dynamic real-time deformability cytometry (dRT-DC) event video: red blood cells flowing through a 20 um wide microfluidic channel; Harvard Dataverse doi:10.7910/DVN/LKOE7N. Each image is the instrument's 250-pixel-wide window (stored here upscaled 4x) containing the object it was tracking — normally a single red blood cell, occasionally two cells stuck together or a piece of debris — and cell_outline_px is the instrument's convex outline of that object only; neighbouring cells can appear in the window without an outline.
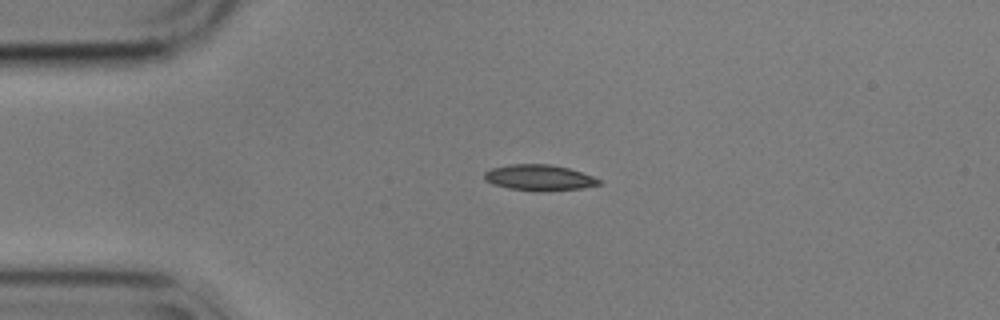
{"species": "common noctule bat (a hibernating species)", "species_latin": "Nyctalus noctula", "temperature_condition": "cold", "stored_images_in_passage": 44, "camera_frame_rate_fps": 3000, "um_per_image_px": 0.085, "animal": {"sex": "male", "body_mass_g": 17.9}, "frame": {"image": 1, "passage_image": 1, "time_ms": 0.0, "image_size_px": [1000, 320], "cell_outline_px": [[600, 184], [580, 188], [508, 188], [492, 184], [484, 180], [484, 172], [492, 168], [508, 164], [552, 164], [568, 168], [592, 176], [600, 180]], "centroid_in_image_um": [45.75, 15.03], "position_along_channel_um": 39.2, "area_um2": 16.24}}
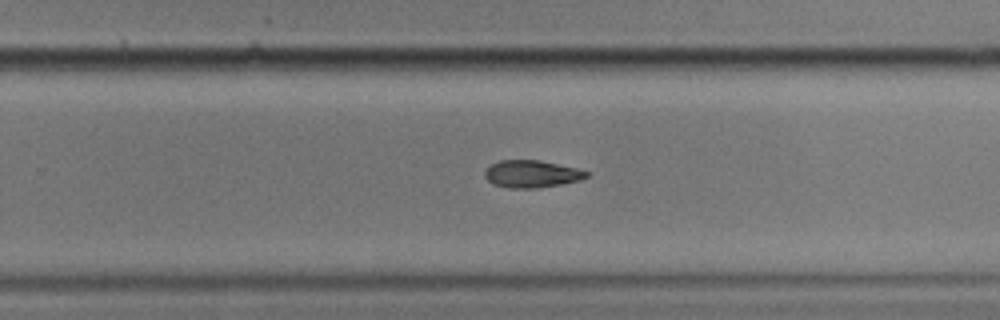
{"frame": {"image": 2, "passage_image": 24, "time_ms": 7.667, "image_size_px": [1000, 320], "cell_outline_px": [[592, 172], [588, 176], [580, 180], [540, 188], [508, 188], [492, 184], [484, 176], [484, 172], [492, 164], [500, 160], [540, 160], [576, 168]], "centroid_in_image_um": [45.2, 14.79], "position_along_channel_um": 284.6, "area_um2": 16.24}}
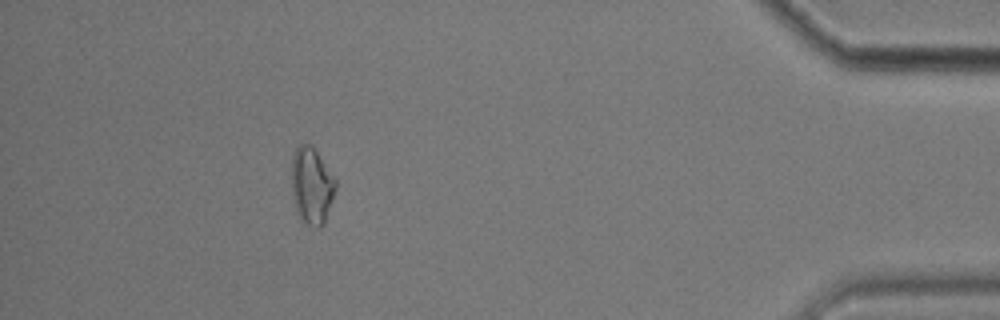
{"frame": {"image": 3, "passage_image": 39, "time_ms": 12.667, "image_size_px": [1000, 320], "cell_outline_px": [[336, 188], [324, 224], [320, 228], [316, 228], [304, 224], [300, 220], [296, 212], [292, 196], [292, 156], [296, 148], [300, 144], [312, 144], [336, 180]], "centroid_in_image_um": [26.48, 15.82], "position_along_channel_um": 408.7, "area_um2": 19.94}}